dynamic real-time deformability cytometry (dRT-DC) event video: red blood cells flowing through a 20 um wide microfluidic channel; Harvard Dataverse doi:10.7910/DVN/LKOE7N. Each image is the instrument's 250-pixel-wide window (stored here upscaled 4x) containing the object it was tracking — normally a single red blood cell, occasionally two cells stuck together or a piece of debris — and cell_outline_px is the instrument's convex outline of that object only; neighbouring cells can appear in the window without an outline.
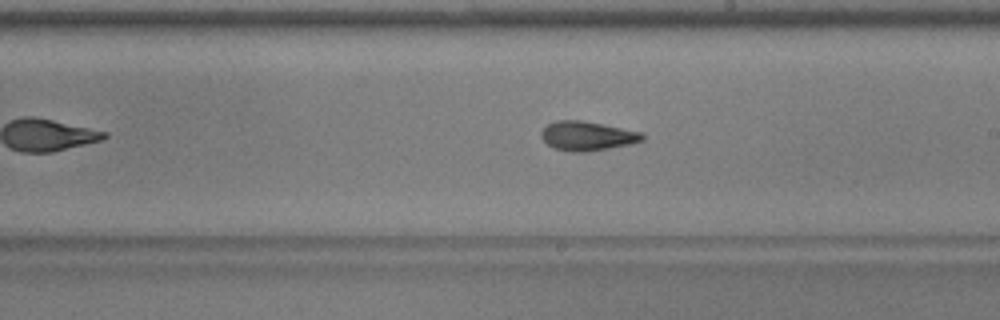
{"species": "common noctule bat (a hibernating species)", "species_latin": "Nyctalus noctula", "temperature_condition": "warm", "stored_images_in_passage": 38, "camera_frame_rate_fps": 3000, "um_per_image_px": 0.085, "animal": {"sex": "male", "body_mass_g": 17.9, "forearm_length_mm": 54.2}, "frame": {"image": 1, "passage_image": 22, "time_ms": 7.0, "image_size_px": [1000, 320], "cell_outline_px": [[644, 140], [632, 144], [588, 152], [572, 152], [552, 148], [540, 136], [540, 132], [548, 124], [556, 120], [584, 120], [644, 132]], "centroid_in_image_um": [49.94, 11.55], "position_along_channel_um": 239.1, "area_um2": 17.57}, "authors_computed_cell_mechanics": {"area_um2": 17.0221, "velocity_mm_per_s": 3.9593, "shape_relaxation_time_tau1_ms": 5.0475, "shape_relaxation_time_tau2_ms": 2.5601, "deformation_change_tau1": 0.1759, "deformation_change_tau2": 0.0954}}